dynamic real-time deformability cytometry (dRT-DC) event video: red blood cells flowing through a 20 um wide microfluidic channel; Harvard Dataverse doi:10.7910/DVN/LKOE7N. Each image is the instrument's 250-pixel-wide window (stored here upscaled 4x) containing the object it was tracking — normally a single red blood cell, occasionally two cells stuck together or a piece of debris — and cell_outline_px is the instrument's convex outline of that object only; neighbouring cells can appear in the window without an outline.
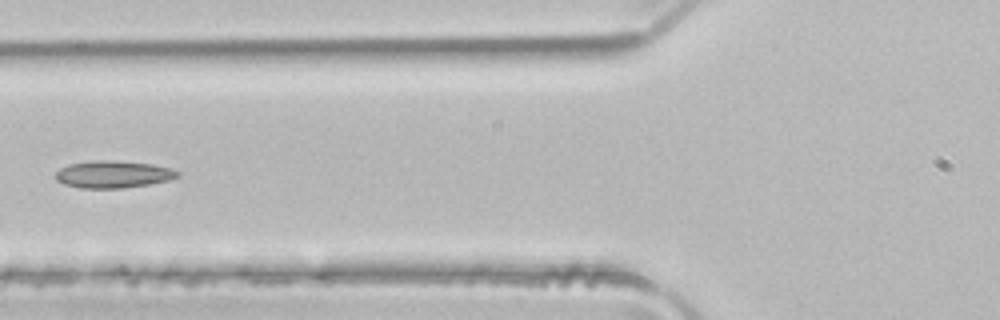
{"species": "common noctule bat (a hibernating species)", "species_latin": "Nyctalus noctula", "temperature_condition": "room temperature", "stored_images_in_passage": 4, "camera_frame_rate_fps": 3000, "um_per_image_px": 0.085, "animal": {"sex": "male", "body_mass_g": 21.5, "forearm_length_mm": 52.0}, "frame": {"image": 1, "passage_image": 4, "time_ms": 1.0, "image_size_px": [1000, 320], "cell_outline_px": [[180, 176], [168, 180], [148, 184], [120, 188], [80, 188], [64, 184], [56, 180], [56, 172], [60, 168], [68, 164], [96, 160], [112, 160], [152, 164], [172, 168], [180, 172]], "centroid_in_image_um": [9.62, 14.81], "position_along_channel_um": 116.2, "area_um2": 19.31}}